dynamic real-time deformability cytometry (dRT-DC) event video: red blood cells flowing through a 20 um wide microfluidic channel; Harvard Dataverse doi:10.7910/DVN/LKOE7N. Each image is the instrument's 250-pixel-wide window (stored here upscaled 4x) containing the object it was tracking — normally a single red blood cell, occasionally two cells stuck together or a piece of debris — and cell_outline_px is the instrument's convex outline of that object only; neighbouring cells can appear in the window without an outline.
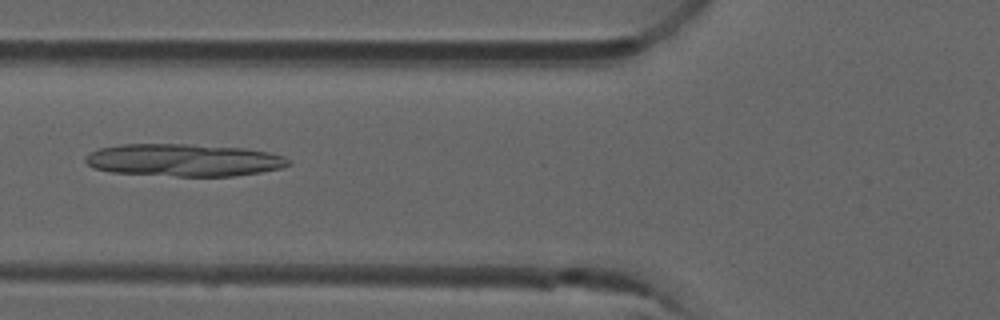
{"species": "common noctule bat (a hibernating species)", "species_latin": "Nyctalus noctula", "temperature_condition": "room temperature", "stored_images_in_passage": 28, "camera_frame_rate_fps": 3000, "um_per_image_px": 0.085, "animal": {"sex": "male", "forearm_length_mm": 52.5}, "frame": {"image": 1, "passage_image": 19, "time_ms": 6.0, "image_size_px": [1000, 320], "cell_outline_px": [[292, 164], [280, 168], [260, 172], [232, 176], [176, 176], [112, 172], [96, 168], [88, 164], [84, 160], [92, 152], [100, 148], [120, 144], [192, 144], [244, 148], [268, 152], [284, 156], [292, 160]], "centroid_in_image_um": [15.68, 13.6], "position_along_channel_um": 110.1, "area_um2": 38.26}}
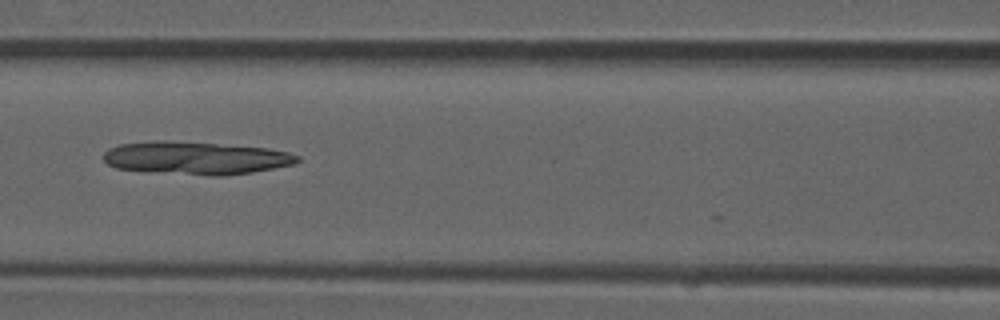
{"frame": {"image": 2, "passage_image": 22, "time_ms": 7.0, "image_size_px": [1000, 320], "cell_outline_px": [[300, 160], [296, 164], [252, 172], [224, 176], [212, 176], [116, 168], [108, 164], [104, 160], [104, 152], [108, 148], [120, 144], [156, 140], [164, 140], [268, 148], [288, 152], [300, 156]], "centroid_in_image_um": [16.68, 13.43], "position_along_channel_um": 149.9, "area_um2": 36.88}}
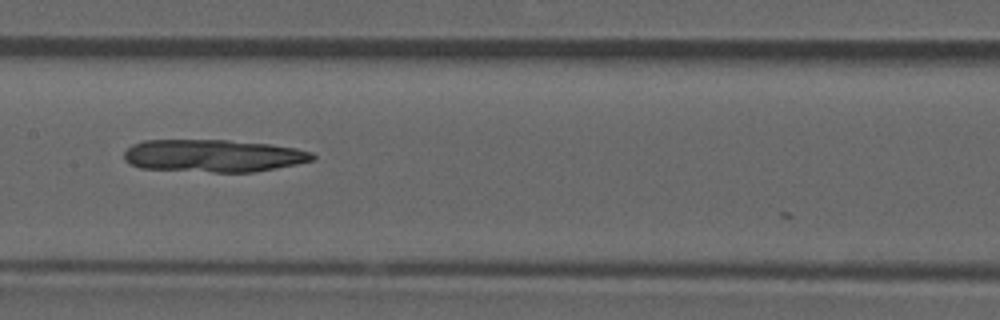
{"frame": {"image": 3, "passage_image": 25, "time_ms": 8.0, "image_size_px": [1000, 320], "cell_outline_px": [[316, 156], [312, 160], [296, 164], [276, 168], [252, 172], [212, 172], [140, 168], [128, 164], [124, 160], [124, 152], [132, 144], [144, 140], [228, 140], [268, 144], [296, 148], [312, 152]], "centroid_in_image_um": [18.09, 13.24], "position_along_channel_um": 189.3, "area_um2": 35.78}}